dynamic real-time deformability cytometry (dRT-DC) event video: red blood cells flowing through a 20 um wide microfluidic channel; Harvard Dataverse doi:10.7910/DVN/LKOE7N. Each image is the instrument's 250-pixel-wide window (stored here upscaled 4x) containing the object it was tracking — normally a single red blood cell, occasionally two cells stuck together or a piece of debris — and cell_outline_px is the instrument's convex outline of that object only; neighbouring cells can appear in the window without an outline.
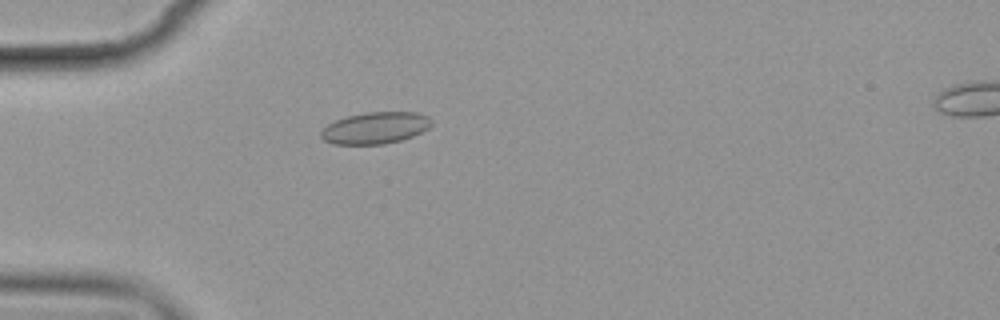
{"species": "common noctule bat (a hibernating species)", "species_latin": "Nyctalus noctula", "temperature_condition": "cold", "stored_images_in_passage": 6, "camera_frame_rate_fps": 3000, "um_per_image_px": 0.085, "animal": {"sex": "female", "body_mass_g": 19.9}, "frame": {"image": 1, "passage_image": 5, "time_ms": 4.667, "image_size_px": [1000, 320], "cell_outline_px": [[432, 124], [428, 128], [412, 136], [400, 140], [384, 144], [332, 144], [324, 140], [320, 136], [320, 132], [328, 124], [336, 120], [348, 116], [364, 112], [420, 112], [428, 116], [432, 120]], "centroid_in_image_um": [31.9, 10.86], "position_along_channel_um": 53.1, "area_um2": 20.4}}